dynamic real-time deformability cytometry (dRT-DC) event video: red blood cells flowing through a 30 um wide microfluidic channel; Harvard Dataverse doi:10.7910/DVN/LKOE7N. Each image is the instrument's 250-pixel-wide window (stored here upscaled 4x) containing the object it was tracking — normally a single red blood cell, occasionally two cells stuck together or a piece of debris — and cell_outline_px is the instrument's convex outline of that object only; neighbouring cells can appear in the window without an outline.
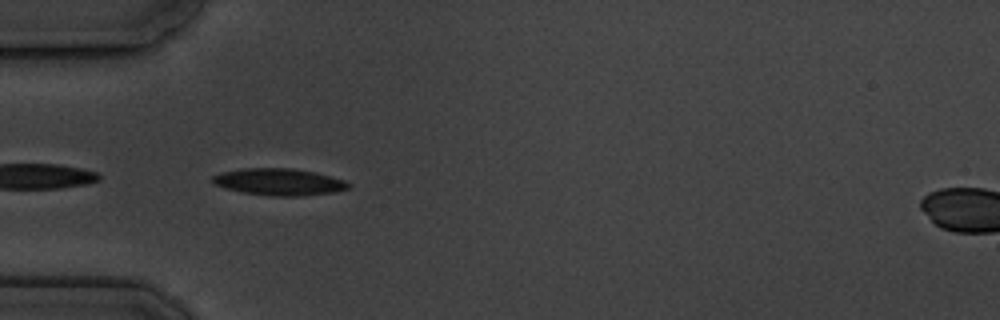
{"species": "common noctule bat (a hibernating species)", "species_latin": "Nyctalus noctula", "temperature_condition": "cold", "stored_images_in_passage": 5, "camera_frame_rate_fps": 3000, "um_per_image_px": 0.085, "animal": {"sex": "male", "body_mass_g": 19.5, "forearm_length_mm": 54.6}, "frame": {"image": 1, "passage_image": 4, "time_ms": 4.333, "image_size_px": [1000, 320], "cell_outline_px": [[352, 184], [348, 188], [332, 192], [300, 196], [272, 196], [240, 192], [224, 188], [212, 184], [212, 176], [220, 172], [244, 168], [292, 168], [316, 172], [344, 180]], "centroid_in_image_um": [23.67, 15.46], "position_along_channel_um": 61.3, "area_um2": 21.39}}